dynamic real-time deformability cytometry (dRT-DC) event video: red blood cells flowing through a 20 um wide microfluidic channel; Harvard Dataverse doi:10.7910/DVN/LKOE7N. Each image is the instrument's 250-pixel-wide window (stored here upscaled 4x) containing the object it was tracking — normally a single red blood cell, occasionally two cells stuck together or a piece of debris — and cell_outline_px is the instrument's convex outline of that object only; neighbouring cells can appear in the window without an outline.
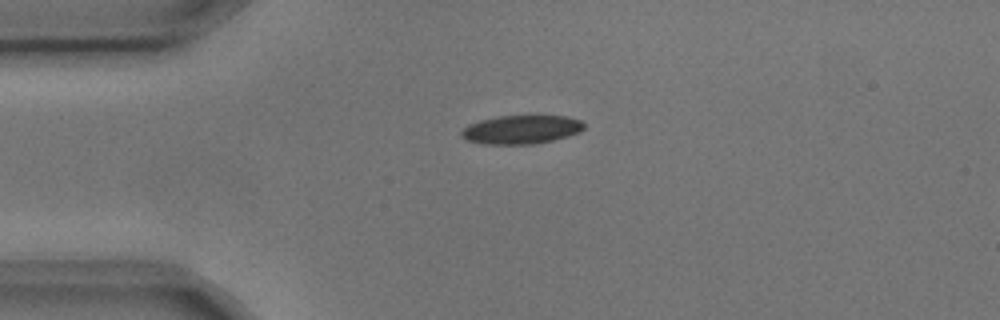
{"species": "common noctule bat (a hibernating species)", "species_latin": "Nyctalus noctula", "temperature_condition": "cold", "stored_images_in_passage": 7, "camera_frame_rate_fps": 3000, "um_per_image_px": 0.085, "animal": {"sex": "male", "body_mass_g": 17.9, "forearm_length_mm": 54.2}, "frame": {"image": 1, "passage_image": 1, "time_ms": 0.0, "image_size_px": [1000, 320], "cell_outline_px": [[584, 128], [580, 132], [568, 136], [552, 140], [532, 144], [484, 144], [464, 140], [460, 136], [460, 132], [468, 124], [480, 120], [500, 116], [568, 116], [580, 120], [584, 124]], "centroid_in_image_um": [44.28, 11.01], "position_along_channel_um": 40.7, "area_um2": 20.52}}
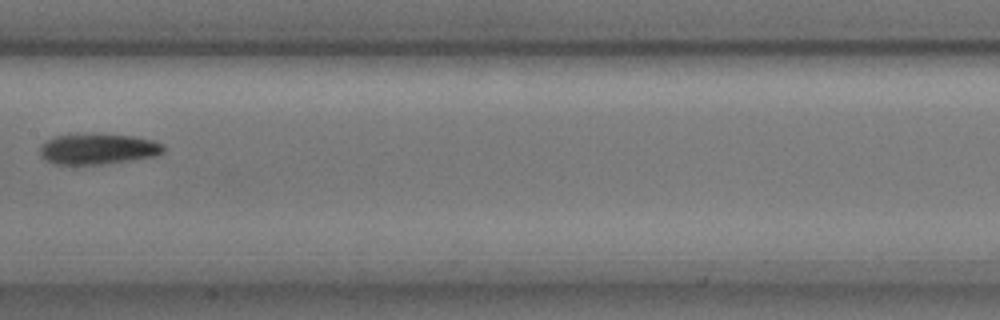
{"frame": {"image": 2, "passage_image": 5, "time_ms": 1.333, "image_size_px": [1000, 320], "cell_outline_px": [[164, 152], [156, 156], [104, 164], [52, 164], [44, 160], [40, 156], [40, 148], [48, 140], [56, 136], [132, 136], [152, 140], [164, 144]], "centroid_in_image_um": [8.35, 12.71], "position_along_channel_um": 199.1, "area_um2": 21.33}}
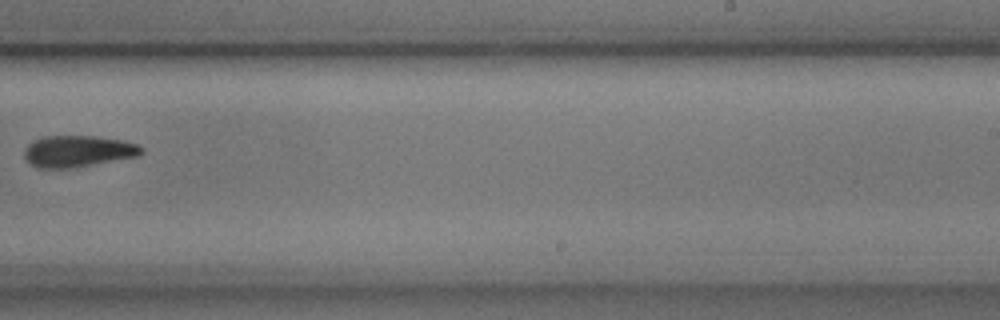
{"frame": {"image": 3, "passage_image": 7, "time_ms": 2.0, "image_size_px": [1000, 320], "cell_outline_px": [[144, 152], [140, 156], [68, 168], [36, 168], [24, 156], [24, 148], [28, 144], [44, 136], [92, 136], [124, 140], [140, 144], [144, 148]], "centroid_in_image_um": [6.67, 12.84], "position_along_channel_um": 282.3, "area_um2": 21.5}}